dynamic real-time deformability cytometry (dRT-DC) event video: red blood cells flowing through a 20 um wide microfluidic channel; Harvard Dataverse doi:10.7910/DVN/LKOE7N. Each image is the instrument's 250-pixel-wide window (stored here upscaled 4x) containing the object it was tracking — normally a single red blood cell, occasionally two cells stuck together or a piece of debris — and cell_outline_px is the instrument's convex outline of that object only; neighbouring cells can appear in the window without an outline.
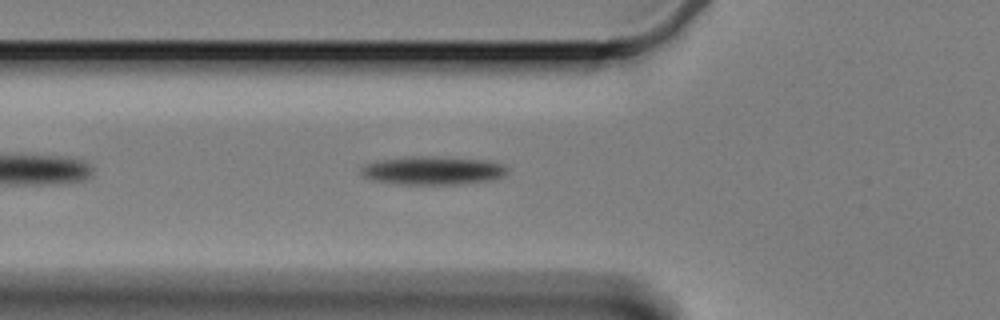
{"species": "Egyptian fruit bat (a non-hibernating species)", "species_latin": "Rousettus aegyptiacus", "temperature_condition": "cold", "stored_images_in_passage": 30, "camera_frame_rate_fps": 3000, "um_per_image_px": 0.085, "animal": {"sex": "female"}, "frame": {"image": 1, "passage_image": 7, "time_ms": 2.0, "image_size_px": [1000, 320], "cell_outline_px": [[508, 172], [504, 176], [492, 180], [456, 184], [400, 184], [376, 180], [364, 176], [360, 172], [360, 168], [376, 160], [408, 156], [436, 156], [488, 160], [504, 164], [508, 168]], "centroid_in_image_um": [36.84, 14.47], "position_along_channel_um": 89.0, "area_um2": 24.33}}
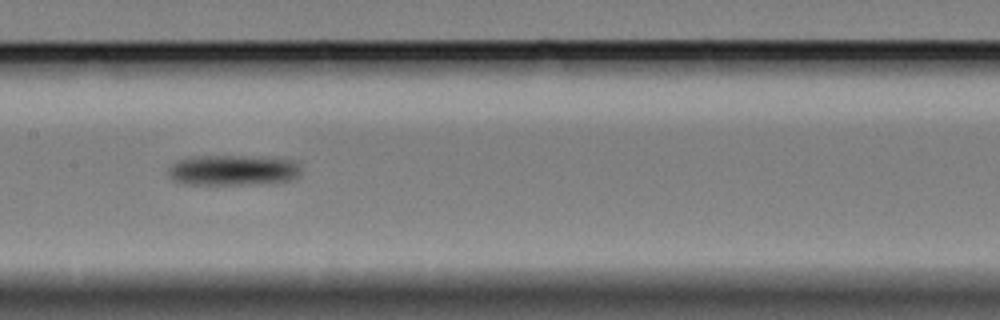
{"frame": {"image": 2, "passage_image": 16, "time_ms": 5.0, "image_size_px": [1000, 320], "cell_outline_px": [[300, 172], [296, 176], [288, 180], [240, 184], [184, 184], [172, 180], [168, 176], [168, 168], [176, 160], [188, 156], [276, 156], [292, 160], [300, 164]], "centroid_in_image_um": [19.75, 14.43], "position_along_channel_um": 187.7, "area_um2": 23.81}}
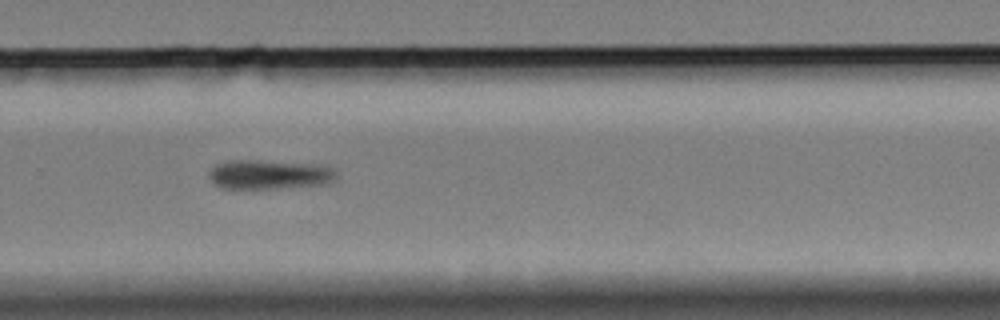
{"frame": {"image": 3, "passage_image": 27, "time_ms": 8.667, "image_size_px": [1000, 320], "cell_outline_px": [[336, 180], [332, 184], [288, 188], [224, 188], [216, 184], [208, 176], [208, 172], [216, 164], [228, 160], [260, 160], [328, 164], [336, 168]], "centroid_in_image_um": [23.04, 14.82], "position_along_channel_um": 306.8, "area_um2": 22.54}}